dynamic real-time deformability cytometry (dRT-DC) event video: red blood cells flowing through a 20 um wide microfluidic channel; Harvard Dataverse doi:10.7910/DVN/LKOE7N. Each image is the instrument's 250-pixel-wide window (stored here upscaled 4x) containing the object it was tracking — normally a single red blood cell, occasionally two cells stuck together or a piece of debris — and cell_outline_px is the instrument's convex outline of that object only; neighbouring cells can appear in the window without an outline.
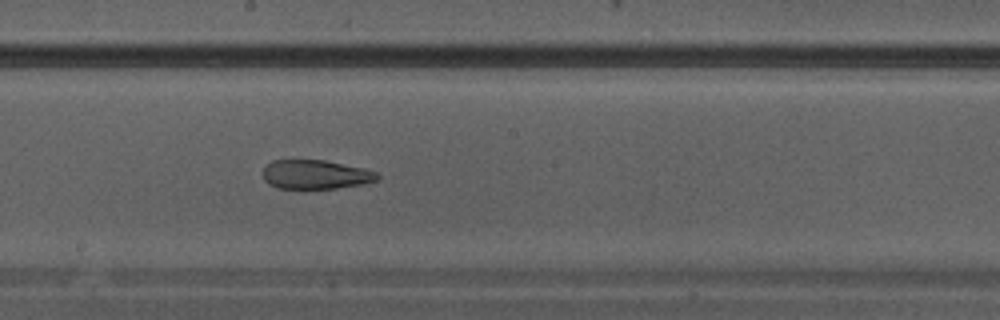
{"species": "Egyptian fruit bat (a non-hibernating species)", "species_latin": "Rousettus aegyptiacus", "temperature_condition": "warm", "stored_images_in_passage": 12, "camera_frame_rate_fps": 3000, "um_per_image_px": 0.085, "animal": {"sex": "male"}, "frame": {"image": 1, "passage_image": 12, "time_ms": 3.667, "image_size_px": [1000, 320], "cell_outline_px": [[380, 176], [376, 180], [364, 184], [336, 188], [276, 188], [268, 184], [264, 180], [264, 168], [272, 160], [324, 160], [364, 168], [376, 172]], "centroid_in_image_um": [26.82, 14.83], "position_along_channel_um": 221.4, "area_um2": 19.31}}